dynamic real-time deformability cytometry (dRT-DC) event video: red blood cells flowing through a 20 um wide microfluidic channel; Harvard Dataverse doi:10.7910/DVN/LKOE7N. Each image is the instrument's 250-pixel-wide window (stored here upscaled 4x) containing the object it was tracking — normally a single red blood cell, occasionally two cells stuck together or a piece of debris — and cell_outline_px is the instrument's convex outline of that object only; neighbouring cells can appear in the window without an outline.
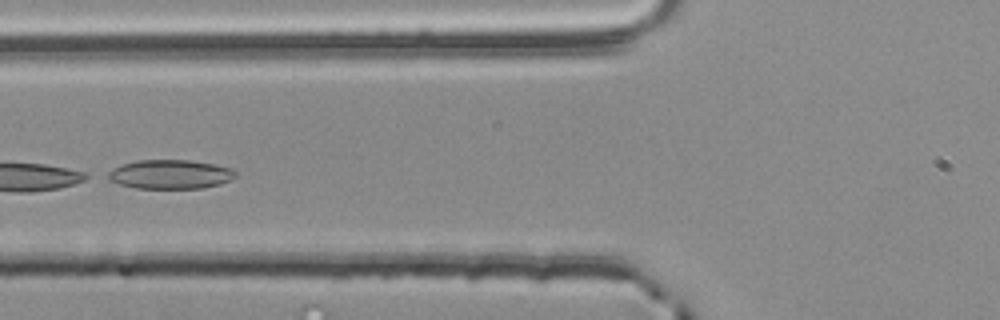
{"species": "common noctule bat (a hibernating species)", "species_latin": "Nyctalus noctula", "temperature_condition": "room temperature", "stored_images_in_passage": 52, "segment_of_instrument_passage": [1, 2], "camera_frame_rate_fps": 3000, "um_per_image_px": 0.085, "animal": {"sex": "male", "body_mass_g": 20.4}, "frame": {"image": 1, "passage_image": 19, "time_ms": 6.0, "image_size_px": [1000, 320], "cell_outline_px": [[236, 176], [220, 184], [204, 188], [136, 188], [120, 184], [108, 180], [100, 176], [112, 168], [136, 160], [188, 160], [212, 164], [232, 168], [236, 172]], "centroid_in_image_um": [14.39, 14.82], "position_along_channel_um": 111.4, "area_um2": 21.79}}